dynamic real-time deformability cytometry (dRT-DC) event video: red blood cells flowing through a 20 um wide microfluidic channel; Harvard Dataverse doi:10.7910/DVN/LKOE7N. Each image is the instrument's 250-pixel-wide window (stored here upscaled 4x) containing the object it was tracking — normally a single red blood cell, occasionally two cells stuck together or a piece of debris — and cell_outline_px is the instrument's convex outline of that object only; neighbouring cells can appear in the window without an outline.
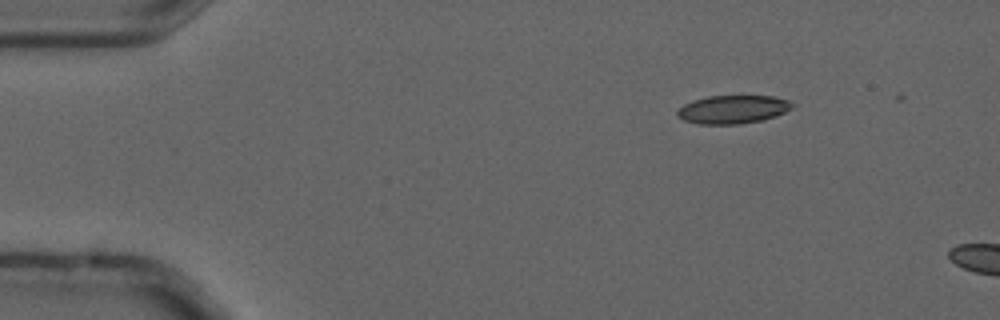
{"species": "common noctule bat (a hibernating species)", "species_latin": "Nyctalus noctula", "temperature_condition": "cold", "stored_images_in_passage": 4, "camera_frame_rate_fps": 3000, "um_per_image_px": 0.085, "animal": {"sex": "male", "forearm_length_mm": 52.5}, "frame": {"image": 1, "passage_image": 2, "time_ms": 0.333, "image_size_px": [1000, 320], "cell_outline_px": [[796, 104], [792, 108], [776, 116], [764, 120], [740, 124], [696, 124], [684, 120], [676, 116], [676, 112], [684, 104], [708, 96], [772, 96], [788, 100]], "centroid_in_image_um": [62.31, 9.31], "position_along_channel_um": 22.7, "area_um2": 19.02}}